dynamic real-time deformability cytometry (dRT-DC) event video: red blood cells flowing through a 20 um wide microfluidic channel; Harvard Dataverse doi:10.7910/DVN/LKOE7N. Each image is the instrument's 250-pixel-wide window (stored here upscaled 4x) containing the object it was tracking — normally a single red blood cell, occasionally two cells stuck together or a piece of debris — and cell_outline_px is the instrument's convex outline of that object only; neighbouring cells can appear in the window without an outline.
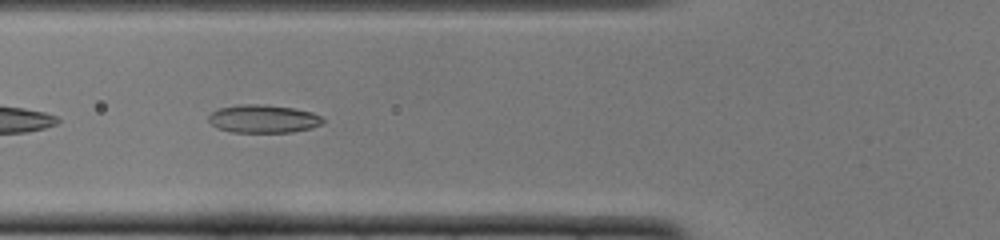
{"species": "common noctule bat (a hibernating species)", "species_latin": "Nyctalus noctula", "temperature_condition": "cold", "stored_images_in_passage": 23, "camera_frame_rate_fps": 3000, "um_per_image_px": 0.085, "animal": {"sex": "female", "body_mass_g": 22.0, "forearm_length_mm": 56.7}, "frame": {"image": 1, "passage_image": 7, "time_ms": 2.0, "image_size_px": [1000, 240], "cell_outline_px": [[324, 120], [320, 124], [312, 128], [292, 132], [232, 132], [216, 128], [208, 120], [208, 116], [216, 108], [240, 104], [264, 104], [292, 108], [312, 112], [320, 116]], "centroid_in_image_um": [22.34, 10.09], "position_along_channel_um": 103.5, "area_um2": 18.79}}
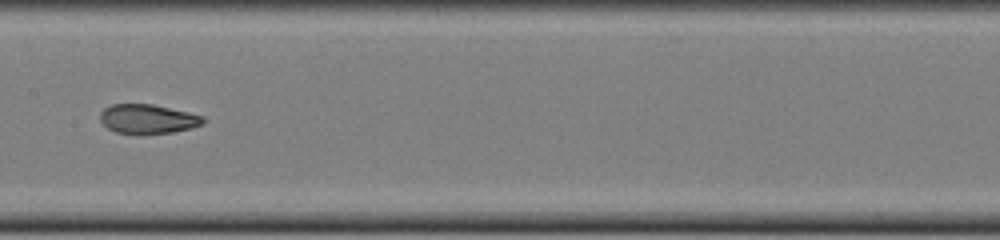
{"frame": {"image": 2, "passage_image": 14, "time_ms": 4.333, "image_size_px": [1000, 240], "cell_outline_px": [[204, 124], [192, 128], [172, 132], [116, 132], [108, 128], [100, 120], [100, 112], [104, 108], [112, 104], [152, 104], [188, 112], [204, 116]], "centroid_in_image_um": [12.58, 10.08], "position_along_channel_um": 194.8, "area_um2": 17.17}}
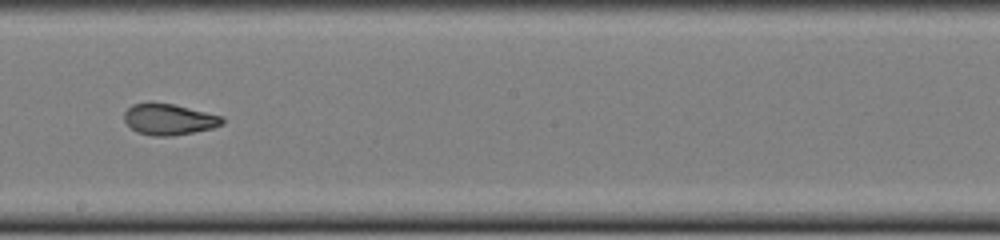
{"frame": {"image": 3, "passage_image": 17, "time_ms": 5.333, "image_size_px": [1000, 240], "cell_outline_px": [[224, 124], [212, 128], [172, 136], [152, 136], [136, 132], [124, 120], [124, 112], [132, 104], [172, 104], [224, 116]], "centroid_in_image_um": [14.39, 10.17], "position_along_channel_um": 233.8, "area_um2": 17.51}}